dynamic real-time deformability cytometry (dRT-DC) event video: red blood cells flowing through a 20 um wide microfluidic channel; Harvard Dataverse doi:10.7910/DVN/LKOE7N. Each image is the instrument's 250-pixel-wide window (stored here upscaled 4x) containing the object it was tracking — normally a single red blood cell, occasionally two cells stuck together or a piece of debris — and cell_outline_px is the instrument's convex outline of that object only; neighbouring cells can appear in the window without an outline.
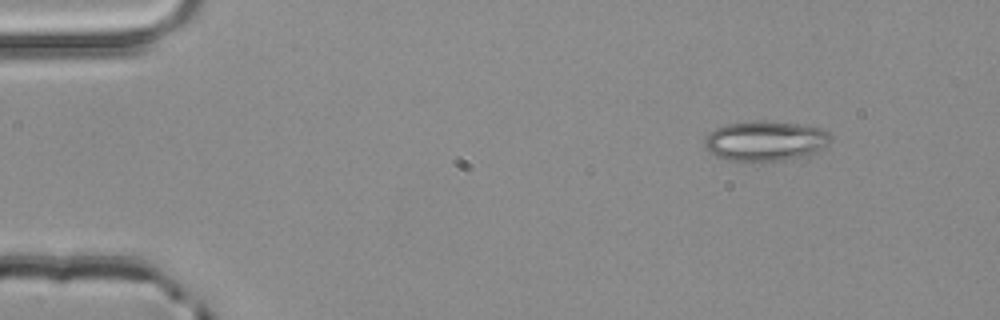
{"species": "common noctule bat (a hibernating species)", "species_latin": "Nyctalus noctula", "temperature_condition": "room temperature", "stored_images_in_passage": 3, "camera_frame_rate_fps": 3000, "um_per_image_px": 0.085, "animal": {"sex": "male", "body_mass_g": 20.4}, "frame": {"image": 1, "passage_image": 1, "time_ms": 0.0, "image_size_px": [1000, 320], "cell_outline_px": [[832, 136], [828, 144], [820, 152], [784, 160], [724, 160], [716, 156], [704, 144], [704, 136], [708, 132], [716, 128], [728, 124], [756, 120], [764, 120], [800, 124], [820, 128], [828, 132]], "centroid_in_image_um": [65.08, 11.96], "position_along_channel_um": 19.9, "area_um2": 29.42}}